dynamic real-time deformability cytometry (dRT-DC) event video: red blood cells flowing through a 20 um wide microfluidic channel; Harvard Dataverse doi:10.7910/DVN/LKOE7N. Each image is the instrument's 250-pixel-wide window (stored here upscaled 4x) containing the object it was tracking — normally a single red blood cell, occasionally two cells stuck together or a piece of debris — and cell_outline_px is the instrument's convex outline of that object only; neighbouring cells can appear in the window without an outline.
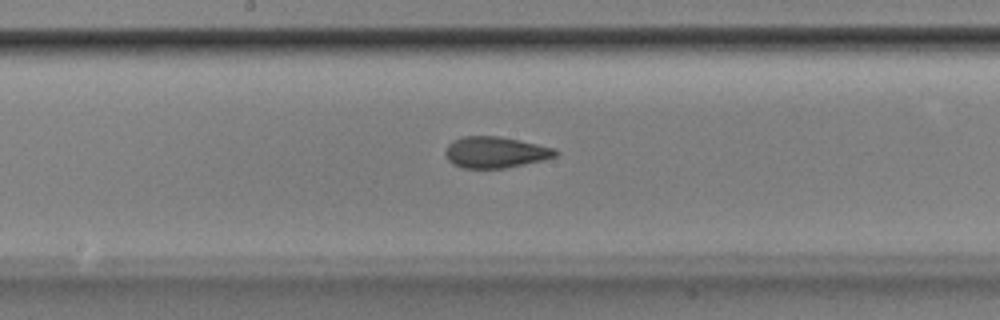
{"species": "Egyptian fruit bat (a non-hibernating species)", "species_latin": "Rousettus aegyptiacus", "temperature_condition": "room temperature", "stored_images_in_passage": 47, "camera_frame_rate_fps": 3000, "um_per_image_px": 0.085, "animal": {"sex": "male"}, "frame": {"image": 1, "passage_image": 27, "time_ms": 8.667, "image_size_px": [1000, 320], "cell_outline_px": [[560, 152], [556, 156], [544, 160], [504, 168], [464, 168], [452, 164], [448, 160], [444, 152], [448, 144], [452, 140], [464, 136], [496, 136], [520, 140], [556, 148]], "centroid_in_image_um": [42.11, 12.94], "position_along_channel_um": 206.1, "area_um2": 20.17}}
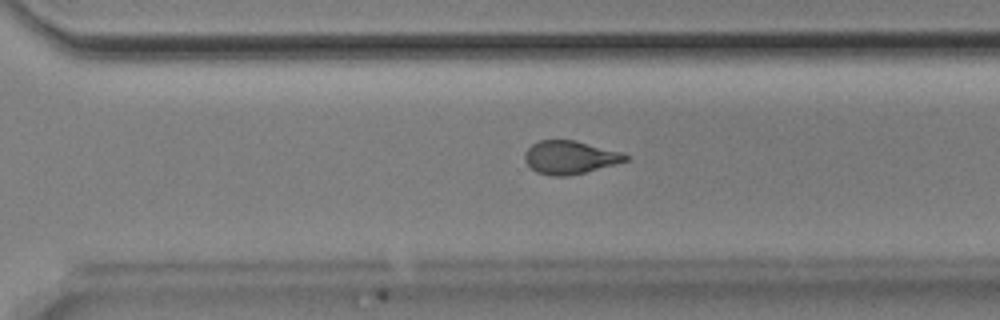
{"frame": {"image": 2, "passage_image": 36, "time_ms": 11.667, "image_size_px": [1000, 320], "cell_outline_px": [[632, 156], [628, 160], [584, 172], [568, 176], [552, 176], [536, 172], [524, 160], [524, 152], [532, 144], [540, 140], [576, 140], [620, 152]], "centroid_in_image_um": [48.42, 13.37], "position_along_channel_um": 322.2, "area_um2": 19.36}}
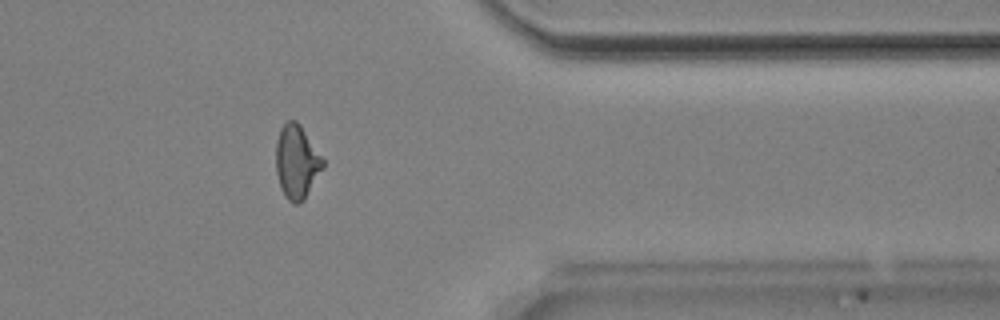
{"frame": {"image": 3, "passage_image": 42, "time_ms": 13.667, "image_size_px": [1000, 320], "cell_outline_px": [[324, 168], [304, 200], [300, 204], [292, 204], [284, 196], [280, 188], [276, 172], [276, 140], [280, 128], [288, 120], [296, 120], [300, 124], [324, 160]], "centroid_in_image_um": [25.21, 13.79], "position_along_channel_um": 386.2, "area_um2": 20.4}, "authors_computed_cell_mechanics": {"area_um2": 20.2878, "velocity_mm_per_s": 3.8937, "shape_relaxation_time_tau1_ms": 6.8071, "shape_relaxation_time_tau2_ms": 1.4947, "deformation_change_tau1": 0.1691, "deformation_change_tau2": 0.0844}}